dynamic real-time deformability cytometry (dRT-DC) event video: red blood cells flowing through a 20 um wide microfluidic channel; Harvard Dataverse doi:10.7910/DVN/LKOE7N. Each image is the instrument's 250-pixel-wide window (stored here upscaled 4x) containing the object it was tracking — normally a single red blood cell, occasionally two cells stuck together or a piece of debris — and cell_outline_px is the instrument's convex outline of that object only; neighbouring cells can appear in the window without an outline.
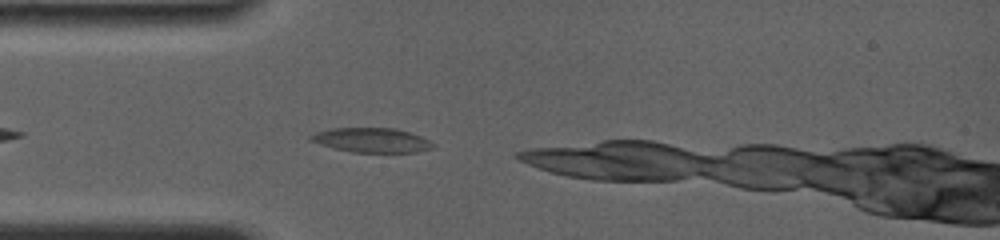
{"species": "common noctule bat (a hibernating species)", "species_latin": "Nyctalus noctula", "temperature_condition": "room temperature", "stored_images_in_passage": 9, "camera_frame_rate_fps": 4000, "um_per_image_px": 0.085, "animal": {"sex": "female", "body_mass_g": 19.0, "forearm_length_mm": 56.7}, "frame": {"image": 1, "passage_image": 2, "time_ms": 0.5, "image_size_px": [1000, 240], "cell_outline_px": [[436, 148], [416, 152], [352, 152], [332, 148], [308, 140], [308, 136], [316, 132], [332, 128], [392, 128], [408, 132], [420, 136], [436, 144]], "centroid_in_image_um": [31.58, 11.92], "position_along_channel_um": 53.4, "area_um2": 17.51}}
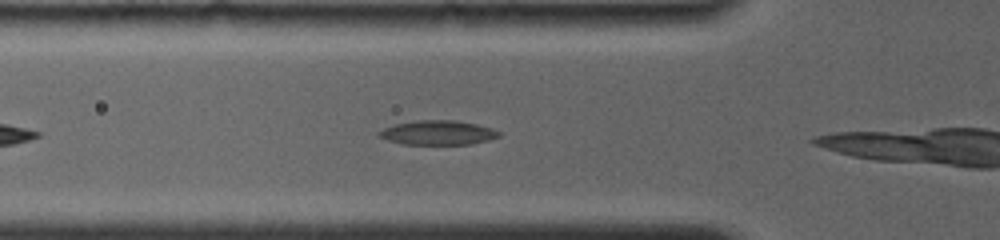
{"frame": {"image": 2, "passage_image": 6, "time_ms": 1.5, "image_size_px": [1000, 240], "cell_outline_px": [[500, 136], [488, 140], [472, 144], [404, 144], [388, 140], [376, 136], [376, 132], [384, 128], [396, 124], [416, 120], [456, 120], [476, 124], [492, 128], [500, 132]], "centroid_in_image_um": [37.2, 11.27], "position_along_channel_um": 88.6, "area_um2": 17.05}}